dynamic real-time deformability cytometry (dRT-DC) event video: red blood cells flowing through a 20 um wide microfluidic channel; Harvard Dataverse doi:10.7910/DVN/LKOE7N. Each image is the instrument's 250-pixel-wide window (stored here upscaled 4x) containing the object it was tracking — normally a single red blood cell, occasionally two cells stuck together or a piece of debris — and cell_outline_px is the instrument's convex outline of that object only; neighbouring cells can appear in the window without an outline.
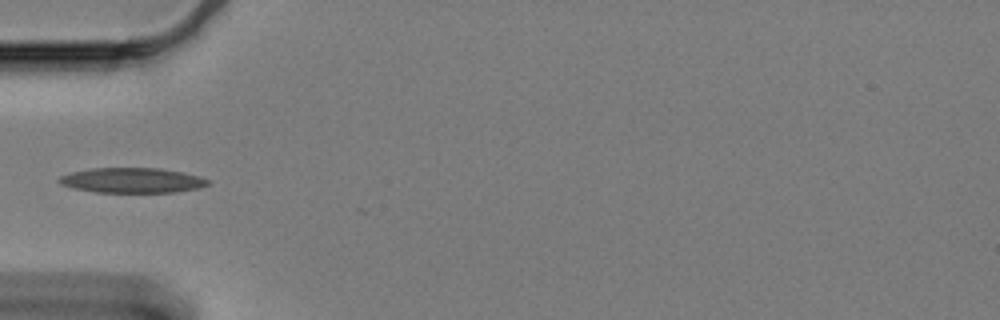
{"species": "Egyptian fruit bat (a non-hibernating species)", "species_latin": "Rousettus aegyptiacus", "temperature_condition": "cold", "stored_images_in_passage": 42, "camera_frame_rate_fps": 3000, "um_per_image_px": 0.085, "animal": {"sex": "female"}, "frame": {"image": 1, "passage_image": 1, "time_ms": 0.0, "image_size_px": [1000, 320], "cell_outline_px": [[212, 184], [200, 188], [176, 192], [96, 192], [72, 188], [60, 184], [56, 180], [60, 176], [72, 172], [92, 168], [160, 168], [200, 176], [212, 180]], "centroid_in_image_um": [11.27, 15.33], "position_along_channel_um": 73.7, "area_um2": 21.91}}
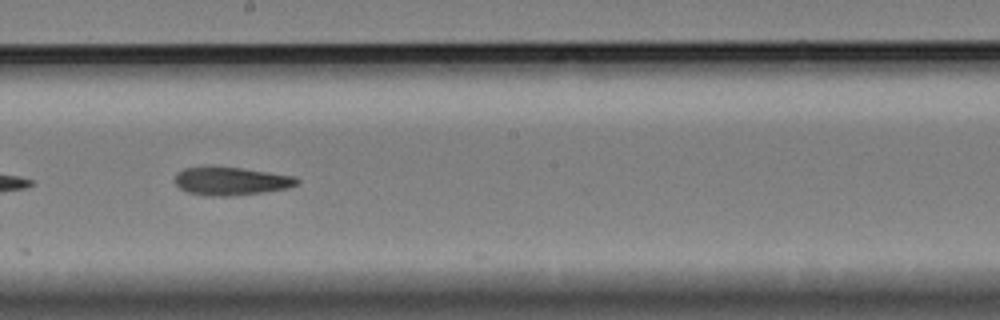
{"frame": {"image": 2, "passage_image": 15, "time_ms": 4.667, "image_size_px": [1000, 320], "cell_outline_px": [[300, 184], [288, 188], [264, 192], [228, 196], [204, 196], [188, 192], [180, 188], [176, 184], [176, 176], [184, 168], [212, 164], [296, 176], [300, 180]], "centroid_in_image_um": [19.65, 15.37], "position_along_channel_um": 228.5, "area_um2": 20.46}}
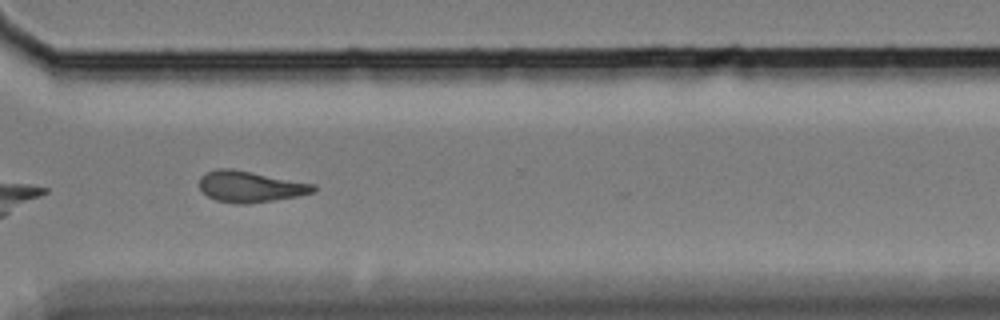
{"frame": {"image": 3, "passage_image": 26, "time_ms": 8.333, "image_size_px": [1000, 320], "cell_outline_px": [[316, 192], [296, 196], [248, 204], [236, 204], [216, 200], [208, 196], [200, 188], [200, 176], [204, 172], [216, 168], [232, 168], [316, 184]], "centroid_in_image_um": [21.26, 15.85], "position_along_channel_um": 349.3, "area_um2": 20.81}}